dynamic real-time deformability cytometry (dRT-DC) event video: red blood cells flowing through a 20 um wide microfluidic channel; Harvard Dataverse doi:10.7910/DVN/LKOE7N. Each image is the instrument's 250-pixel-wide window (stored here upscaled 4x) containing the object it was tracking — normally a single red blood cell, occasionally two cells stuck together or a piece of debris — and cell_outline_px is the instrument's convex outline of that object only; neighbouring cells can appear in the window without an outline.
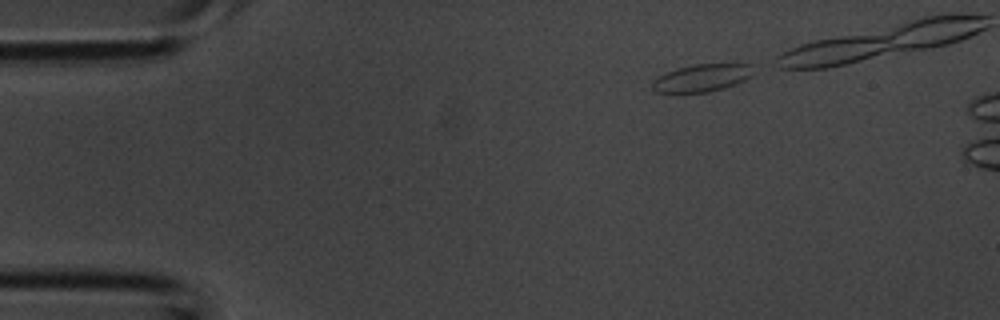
{"species": "common noctule bat (a hibernating species)", "species_latin": "Nyctalus noctula", "temperature_condition": "room temperature", "stored_images_in_passage": 5, "camera_frame_rate_fps": 3000, "um_per_image_px": 0.085, "animal": {"sex": "male", "body_mass_g": 20.1, "forearm_length_mm": 53.5}, "frame": {"image": 1, "passage_image": 1, "time_ms": 0.0, "image_size_px": [1000, 320], "cell_outline_px": [[756, 72], [752, 76], [736, 84], [724, 88], [708, 92], [656, 92], [652, 88], [652, 80], [656, 76], [676, 68], [696, 64], [752, 64], [756, 68]], "centroid_in_image_um": [59.7, 6.61], "position_along_channel_um": 25.3, "area_um2": 16.42}}
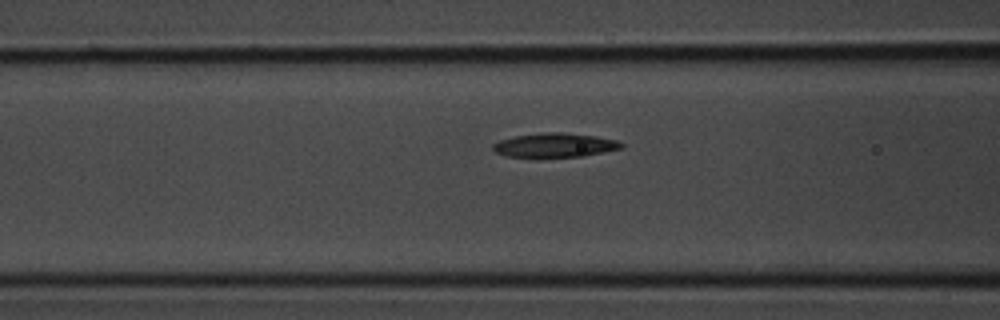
{"frame": {"image": 2, "passage_image": 4, "time_ms": 1.0, "image_size_px": [1000, 320], "cell_outline_px": [[624, 148], [584, 156], [536, 160], [532, 160], [504, 156], [496, 152], [492, 148], [492, 144], [500, 140], [516, 136], [544, 132], [560, 132], [596, 136], [616, 140], [624, 144]], "centroid_in_image_um": [47.11, 12.39], "position_along_channel_um": 119.5, "area_um2": 19.02}}